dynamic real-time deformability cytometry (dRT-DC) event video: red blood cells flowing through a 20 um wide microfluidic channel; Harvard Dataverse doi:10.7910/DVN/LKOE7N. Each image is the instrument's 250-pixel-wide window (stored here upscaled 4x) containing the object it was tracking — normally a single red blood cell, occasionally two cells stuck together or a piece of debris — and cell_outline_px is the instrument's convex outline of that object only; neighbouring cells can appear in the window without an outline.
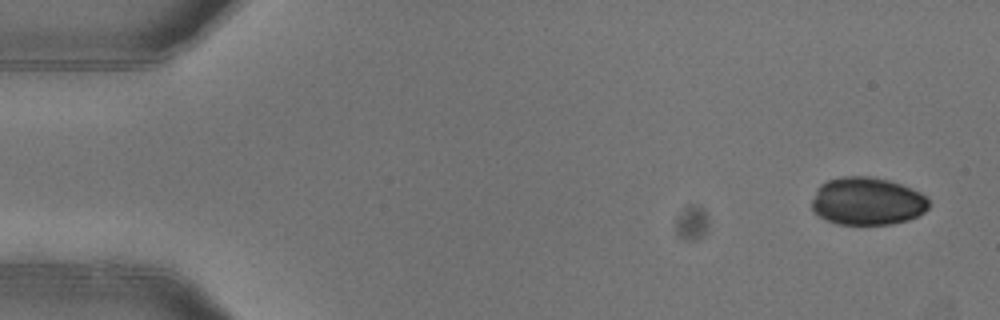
{"species": "common noctule bat (a hibernating species)", "species_latin": "Nyctalus noctula", "temperature_condition": "warm", "stored_images_in_passage": 4, "camera_frame_rate_fps": 3000, "um_per_image_px": 0.085, "animal": {"sex": "female"}, "frame": {"image": 1, "passage_image": 1, "time_ms": 0.0, "image_size_px": [1000, 320], "cell_outline_px": [[928, 208], [924, 212], [908, 220], [892, 224], [836, 224], [820, 216], [812, 208], [812, 200], [816, 188], [820, 184], [828, 180], [840, 176], [872, 176], [888, 180], [912, 188], [920, 192], [928, 200]], "centroid_in_image_um": [73.7, 17.09], "position_along_channel_um": 11.3, "area_um2": 32.6}}
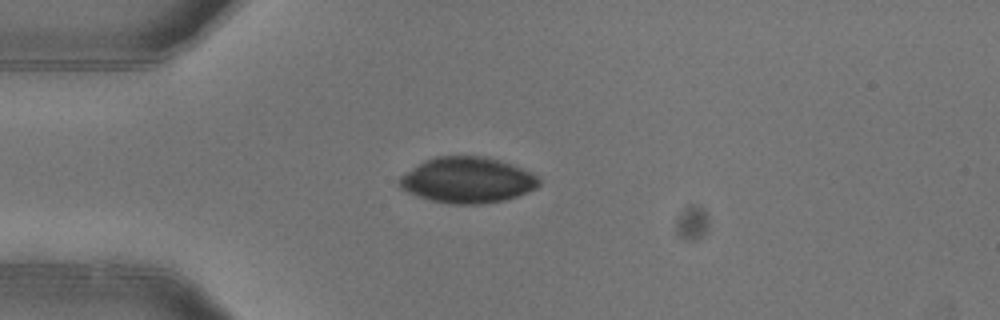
{"frame": {"image": 2, "passage_image": 4, "time_ms": 1.0, "image_size_px": [1000, 320], "cell_outline_px": [[540, 184], [536, 188], [528, 192], [504, 200], [480, 204], [452, 204], [432, 200], [408, 192], [400, 188], [396, 184], [400, 176], [424, 160], [436, 156], [484, 156], [520, 168], [536, 176], [540, 180]], "centroid_in_image_um": [39.68, 15.31], "position_along_channel_um": 45.3, "area_um2": 36.88}}